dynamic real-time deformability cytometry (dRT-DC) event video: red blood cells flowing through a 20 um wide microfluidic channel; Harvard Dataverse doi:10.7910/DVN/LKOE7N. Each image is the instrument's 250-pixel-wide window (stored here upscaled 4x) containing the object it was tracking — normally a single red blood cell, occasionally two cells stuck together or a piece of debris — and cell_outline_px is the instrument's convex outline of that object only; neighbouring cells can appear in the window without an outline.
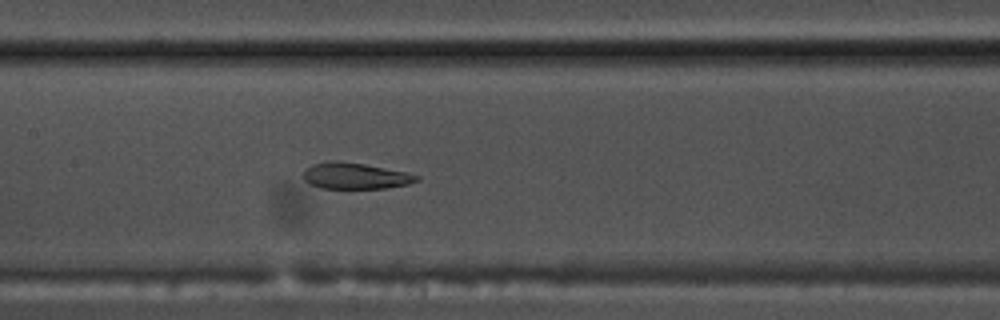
{"species": "common noctule bat (a hibernating species)", "species_latin": "Nyctalus noctula", "temperature_condition": "warm", "stored_images_in_passage": 42, "camera_frame_rate_fps": 3000, "um_per_image_px": 0.085, "animal": {"sex": "male", "body_mass_g": 17.5, "forearm_length_mm": 52.3}, "frame": {"image": 1, "passage_image": 14, "time_ms": 4.333, "image_size_px": [1000, 320], "cell_outline_px": [[420, 180], [408, 184], [388, 188], [320, 188], [304, 180], [304, 168], [312, 164], [332, 160], [336, 160], [364, 164], [408, 172], [420, 176]], "centroid_in_image_um": [30.21, 14.94], "position_along_channel_um": 177.2, "area_um2": 17.4}}
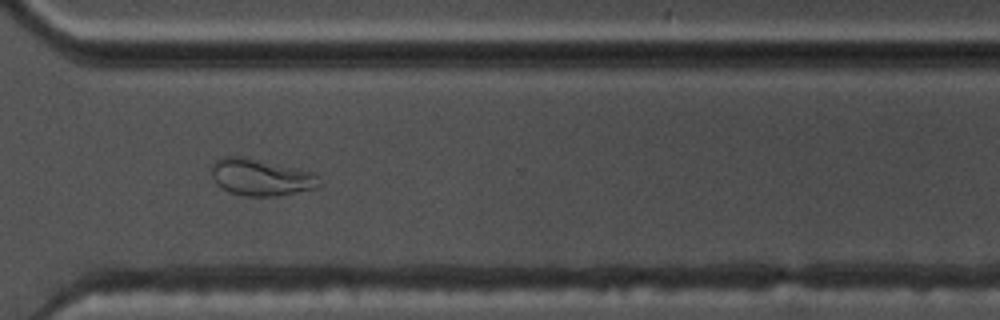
{"frame": {"image": 2, "passage_image": 28, "time_ms": 9.0, "image_size_px": [1000, 320], "cell_outline_px": [[324, 184], [320, 188], [276, 196], [244, 196], [228, 192], [216, 184], [212, 176], [212, 164], [216, 160], [224, 156], [244, 156], [312, 172]], "centroid_in_image_um": [22.19, 15.08], "position_along_channel_um": 348.4, "area_um2": 23.29}}
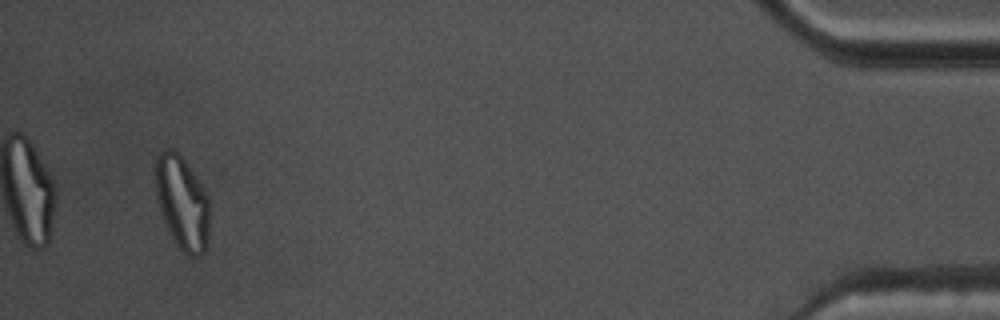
{"frame": {"image": 3, "passage_image": 40, "time_ms": 13.0, "image_size_px": [1000, 320], "cell_outline_px": [[208, 236], [204, 252], [196, 260], [188, 256], [176, 244], [164, 220], [156, 196], [152, 168], [156, 156], [164, 148], [176, 148], [196, 176], [204, 188], [208, 196]], "centroid_in_image_um": [15.44, 17.16], "position_along_channel_um": 419.8, "area_um2": 30.06}, "authors_computed_cell_mechanics": {"area_um2": 19.3052, "velocity_mm_per_s": 3.676, "shape_relaxation_time_tau1_ms": null, "shape_relaxation_time_tau2_ms": 1.443, "deformation_change_tau1": null, "deformation_change_tau2": 0.0835}}